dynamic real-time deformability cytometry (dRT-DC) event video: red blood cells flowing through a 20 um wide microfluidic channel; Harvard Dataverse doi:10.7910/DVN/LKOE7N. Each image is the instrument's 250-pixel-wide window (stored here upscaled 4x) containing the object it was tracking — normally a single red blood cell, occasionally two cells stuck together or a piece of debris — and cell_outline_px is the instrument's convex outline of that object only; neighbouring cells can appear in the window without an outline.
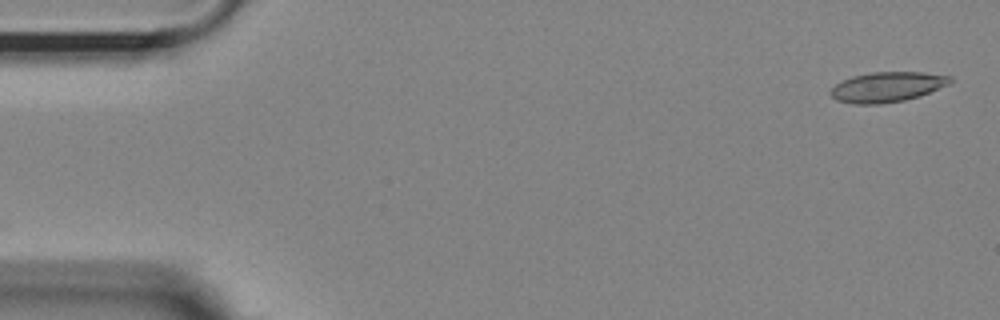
{"species": "Egyptian fruit bat (a non-hibernating species)", "species_latin": "Rousettus aegyptiacus", "temperature_condition": "room temperature", "stored_images_in_passage": 55, "camera_frame_rate_fps": 3000, "um_per_image_px": 0.085, "animal": {"sex": "female"}, "frame": {"image": 1, "passage_image": 2, "time_ms": 0.333, "image_size_px": [1000, 320], "cell_outline_px": [[952, 80], [948, 84], [920, 96], [904, 100], [880, 104], [852, 104], [836, 100], [828, 92], [836, 84], [852, 76], [872, 72], [924, 72], [952, 76]], "centroid_in_image_um": [75.4, 7.39], "position_along_channel_um": 9.6, "area_um2": 20.92}}
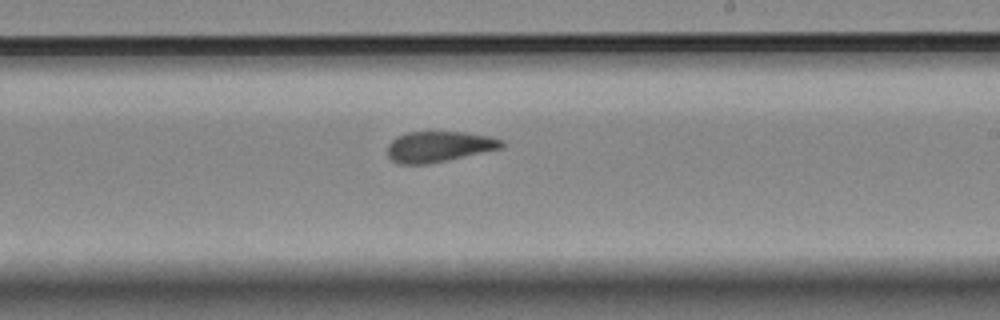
{"frame": {"image": 2, "passage_image": 32, "time_ms": 10.333, "image_size_px": [1000, 320], "cell_outline_px": [[504, 148], [448, 160], [424, 164], [400, 164], [392, 160], [388, 156], [388, 144], [396, 136], [408, 132], [464, 132], [488, 136], [504, 140]], "centroid_in_image_um": [37.33, 12.46], "position_along_channel_um": 251.7, "area_um2": 20.46}}
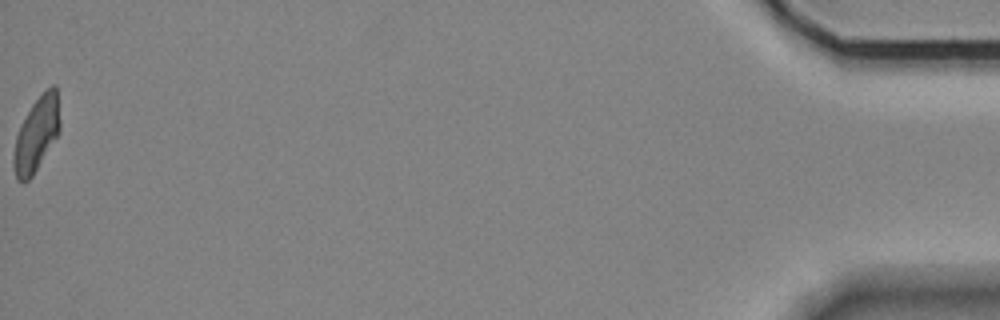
{"frame": {"image": 3, "passage_image": 55, "time_ms": 18.0, "image_size_px": [1000, 320], "cell_outline_px": [[60, 132], [32, 176], [24, 184], [16, 180], [12, 164], [12, 156], [16, 136], [20, 124], [32, 104], [52, 84], [56, 84], [60, 120]], "centroid_in_image_um": [3.08, 11.45], "position_along_channel_um": 432.1, "area_um2": 20.23}, "authors_computed_cell_mechanics": {"area_um2": 21.1548, "velocity_mm_per_s": 3.6454, "shape_relaxation_time_tau1_ms": 7.7826, "shape_relaxation_time_tau2_ms": 1.6457, "deformation_change_tau1": 0.2103, "deformation_change_tau2": 0.0922}}